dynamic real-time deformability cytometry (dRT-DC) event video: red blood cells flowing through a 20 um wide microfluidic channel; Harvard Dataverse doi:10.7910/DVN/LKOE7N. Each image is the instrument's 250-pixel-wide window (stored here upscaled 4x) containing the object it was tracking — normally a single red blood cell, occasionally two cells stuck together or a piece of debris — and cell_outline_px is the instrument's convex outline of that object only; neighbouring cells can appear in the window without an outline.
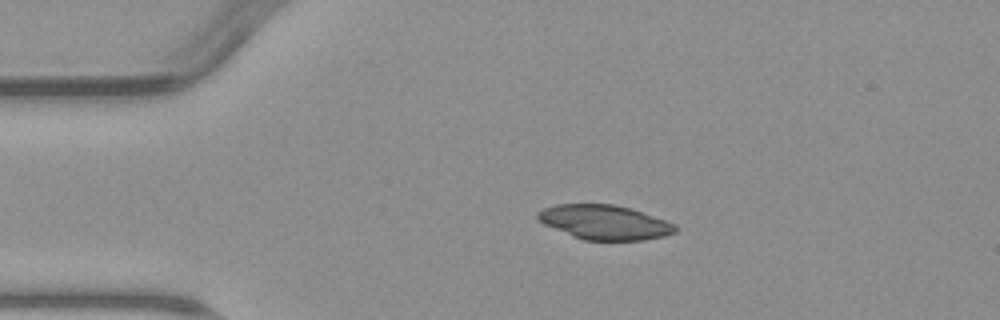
{"species": "common noctule bat (a hibernating species)", "species_latin": "Nyctalus noctula", "temperature_condition": "warm", "stored_images_in_passage": 3, "camera_frame_rate_fps": 3000, "um_per_image_px": 0.085, "animal": {"sex": "male", "body_mass_g": 23.1, "forearm_length_mm": 52.7}, "frame": {"image": 1, "passage_image": 2, "time_ms": 1.333, "image_size_px": [1000, 320], "cell_outline_px": [[676, 232], [664, 236], [644, 240], [584, 240], [572, 236], [544, 224], [536, 220], [536, 212], [544, 208], [556, 204], [612, 204], [632, 208], [676, 224]], "centroid_in_image_um": [51.37, 18.89], "position_along_channel_um": 33.6, "area_um2": 27.74}}